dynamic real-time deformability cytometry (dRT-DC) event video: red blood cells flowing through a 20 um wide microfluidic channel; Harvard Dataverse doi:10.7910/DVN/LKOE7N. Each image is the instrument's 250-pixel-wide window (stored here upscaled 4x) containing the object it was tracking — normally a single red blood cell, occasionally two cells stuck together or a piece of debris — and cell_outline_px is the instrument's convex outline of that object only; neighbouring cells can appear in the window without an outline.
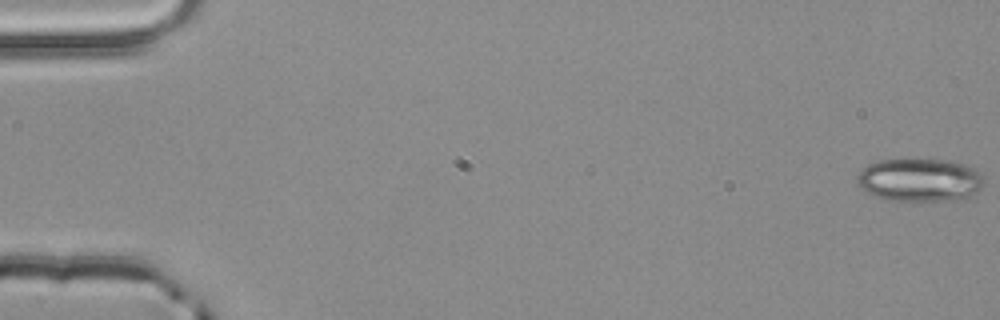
{"species": "common noctule bat (a hibernating species)", "species_latin": "Nyctalus noctula", "temperature_condition": "room temperature", "stored_images_in_passage": 45, "camera_frame_rate_fps": 3000, "um_per_image_px": 0.085, "animal": {"sex": "male", "body_mass_g": 20.4}, "frame": {"image": 1, "passage_image": 1, "time_ms": 0.0, "image_size_px": [1000, 320], "cell_outline_px": [[984, 184], [976, 192], [968, 196], [952, 200], [888, 200], [868, 192], [860, 188], [856, 184], [856, 180], [860, 172], [868, 164], [876, 160], [904, 156], [948, 160], [964, 164], [976, 168], [980, 172], [984, 180]], "centroid_in_image_um": [78.15, 15.23], "position_along_channel_um": 6.8, "area_um2": 32.66}}
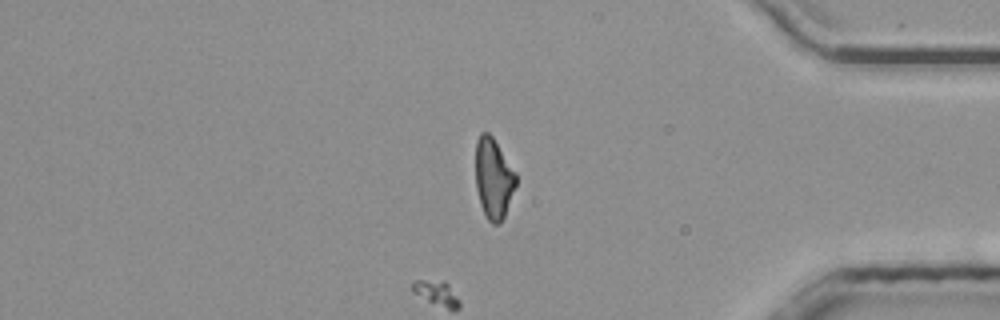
{"frame": {"image": 2, "passage_image": 45, "time_ms": 14.667, "image_size_px": [1000, 320], "cell_outline_px": [[516, 184], [504, 216], [500, 224], [492, 224], [488, 220], [480, 204], [476, 188], [476, 140], [480, 132], [488, 132], [492, 136], [516, 172]], "centroid_in_image_um": [41.94, 15.15], "position_along_channel_um": 393.3, "area_um2": 18.84}}